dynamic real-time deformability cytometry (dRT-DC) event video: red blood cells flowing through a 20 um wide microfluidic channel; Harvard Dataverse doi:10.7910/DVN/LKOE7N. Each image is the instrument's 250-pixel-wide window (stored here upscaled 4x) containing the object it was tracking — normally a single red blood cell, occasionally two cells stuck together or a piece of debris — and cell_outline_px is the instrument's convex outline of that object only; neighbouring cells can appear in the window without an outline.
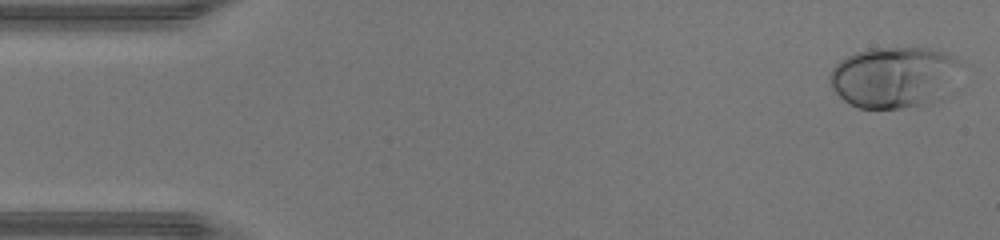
{"species": "human", "species_latin": "Homo sapiens", "temperature_condition": "warm", "stored_images_in_passage": 45, "camera_frame_rate_fps": 3000, "um_per_image_px": 0.085, "donor": {"sex": "male"}, "frame": {"image": 1, "passage_image": 1, "time_ms": 0.0, "image_size_px": [1000, 240], "cell_outline_px": [[960, 64], [956, 92], [952, 96], [944, 100], [932, 104], [900, 108], [860, 108], [848, 104], [832, 88], [828, 80], [828, 76], [832, 68], [840, 60], [856, 52], [868, 48], [932, 48], [956, 56], [960, 60]], "centroid_in_image_um": [76.12, 6.59], "position_along_channel_um": 8.9, "area_um2": 48.44}}
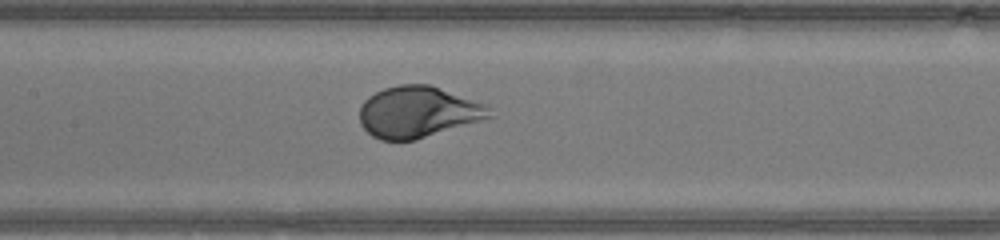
{"frame": {"image": 2, "passage_image": 21, "time_ms": 6.667, "image_size_px": [1000, 240], "cell_outline_px": [[492, 116], [480, 120], [416, 140], [380, 140], [372, 136], [360, 124], [360, 108], [364, 100], [368, 96], [384, 88], [400, 84], [432, 84], [484, 104], [488, 108]], "centroid_in_image_um": [35.48, 9.51], "position_along_channel_um": 171.9, "area_um2": 38.55}}
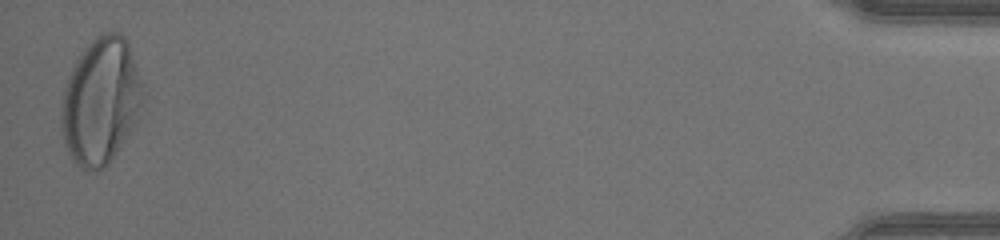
{"frame": {"image": 3, "passage_image": 45, "time_ms": 14.667, "image_size_px": [1000, 240], "cell_outline_px": [[148, 96], [136, 124], [108, 164], [104, 168], [80, 168], [72, 160], [64, 140], [60, 124], [60, 112], [64, 88], [68, 76], [76, 60], [84, 48], [96, 36], [104, 32], [120, 32], [128, 40], [148, 92]], "centroid_in_image_um": [8.64, 8.54], "position_along_channel_um": 426.6, "area_um2": 61.33}, "authors_computed_cell_mechanics": {"area_um2": 41.2692, "velocity_mm_per_s": 4.4466, "shape_relaxation_time_tau1_ms": 2.153, "shape_relaxation_time_tau2_ms": null, "deformation_change_tau1": 0.1792, "deformation_change_tau2": null}}